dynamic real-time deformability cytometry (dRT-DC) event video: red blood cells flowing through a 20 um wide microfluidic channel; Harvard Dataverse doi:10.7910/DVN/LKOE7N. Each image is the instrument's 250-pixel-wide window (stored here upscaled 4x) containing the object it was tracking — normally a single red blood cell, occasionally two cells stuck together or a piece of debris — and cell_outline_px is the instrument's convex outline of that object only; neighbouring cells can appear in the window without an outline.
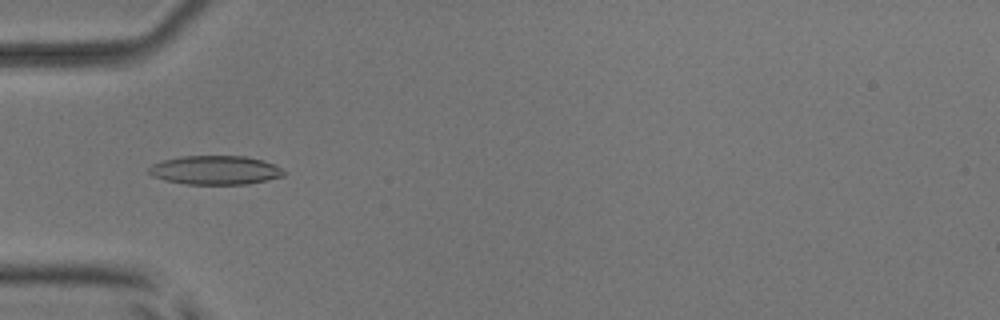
{"species": "common noctule bat (a hibernating species)", "species_latin": "Nyctalus noctula", "temperature_condition": "room temperature", "stored_images_in_passage": 53, "camera_frame_rate_fps": 3000, "um_per_image_px": 0.085, "animal": {"sex": "male", "body_mass_g": 17.9, "forearm_length_mm": 54.2}, "frame": {"image": 1, "passage_image": 18, "time_ms": 5.667, "image_size_px": [1000, 320], "cell_outline_px": [[288, 172], [284, 176], [248, 184], [188, 184], [164, 180], [152, 176], [148, 172], [148, 168], [152, 164], [160, 160], [180, 156], [248, 156], [272, 164]], "centroid_in_image_um": [18.26, 14.46], "position_along_channel_um": 66.7, "area_um2": 22.83}}
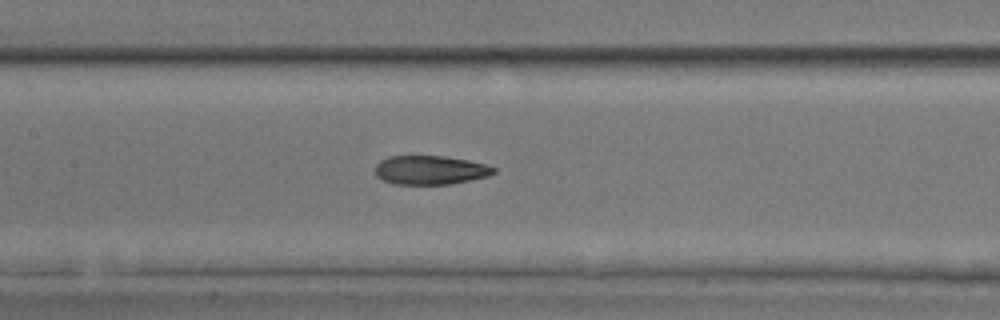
{"frame": {"image": 2, "passage_image": 26, "time_ms": 8.333, "image_size_px": [1000, 320], "cell_outline_px": [[496, 172], [488, 176], [448, 184], [392, 184], [376, 176], [376, 164], [380, 160], [388, 156], [444, 156], [468, 160], [484, 164], [496, 168]], "centroid_in_image_um": [36.55, 14.45], "position_along_channel_um": 170.9, "area_um2": 19.88}}
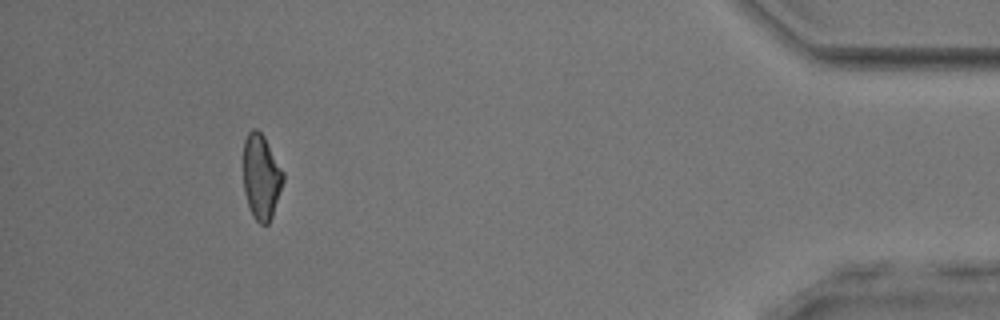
{"frame": {"image": 3, "passage_image": 49, "time_ms": 16.0, "image_size_px": [1000, 320], "cell_outline_px": [[284, 180], [272, 216], [268, 224], [260, 224], [252, 216], [244, 192], [244, 140], [248, 132], [252, 128], [256, 128], [264, 136], [284, 172]], "centroid_in_image_um": [22.21, 15.02], "position_along_channel_um": 413.0, "area_um2": 19.71}, "authors_computed_cell_mechanics": {"area_um2": 20.808, "velocity_mm_per_s": 3.9454, "shape_relaxation_time_tau1_ms": 9.4477, "shape_relaxation_time_tau2_ms": 2.6699, "deformation_change_tau1": 0.2324, "deformation_change_tau2": 0.1003}}